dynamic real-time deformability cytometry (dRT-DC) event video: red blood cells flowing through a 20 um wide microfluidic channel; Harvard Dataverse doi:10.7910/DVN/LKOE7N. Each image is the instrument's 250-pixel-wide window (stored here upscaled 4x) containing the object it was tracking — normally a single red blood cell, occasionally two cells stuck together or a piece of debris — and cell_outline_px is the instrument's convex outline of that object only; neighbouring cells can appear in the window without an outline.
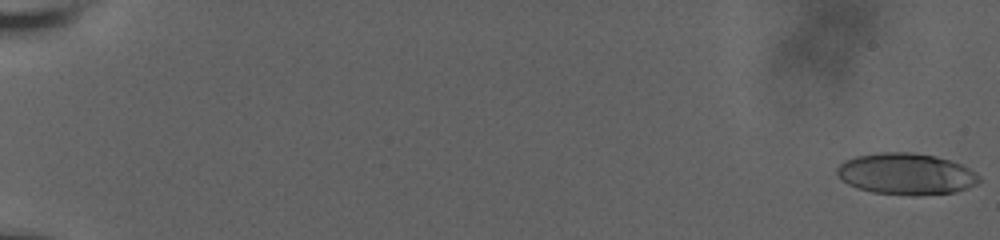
{"species": "human", "species_latin": "Homo sapiens", "temperature_condition": "room temperature", "stored_images_in_passage": 45, "camera_frame_rate_fps": 3000, "um_per_image_px": 0.085, "donor": {"sex": "male"}, "frame": {"image": 1, "passage_image": 1, "time_ms": 0.0, "image_size_px": [1000, 240], "cell_outline_px": [[980, 180], [976, 184], [968, 188], [956, 192], [916, 196], [912, 196], [872, 192], [856, 188], [840, 180], [836, 172], [836, 168], [844, 160], [856, 156], [880, 152], [912, 152], [936, 156], [960, 164], [976, 172], [980, 176]], "centroid_in_image_um": [77.0, 14.79], "position_along_channel_um": 8.0, "area_um2": 34.68}}
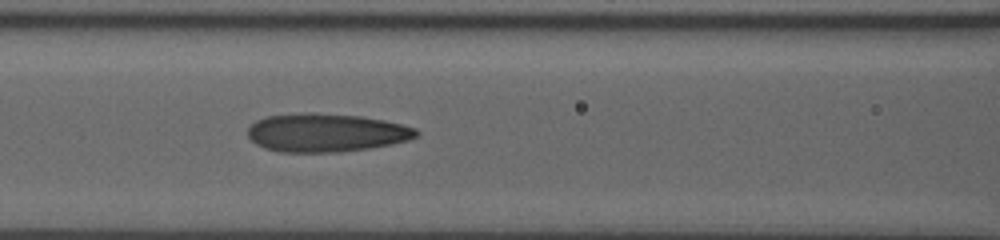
{"frame": {"image": 2, "passage_image": 39, "time_ms": 9.667, "image_size_px": [1000, 240], "cell_outline_px": [[420, 136], [408, 140], [392, 144], [368, 148], [336, 152], [280, 152], [264, 148], [256, 144], [248, 136], [248, 128], [256, 120], [268, 116], [300, 112], [316, 112], [360, 116], [384, 120], [416, 128], [420, 132]], "centroid_in_image_um": [27.73, 11.27], "position_along_channel_um": 138.9, "area_um2": 37.92}}
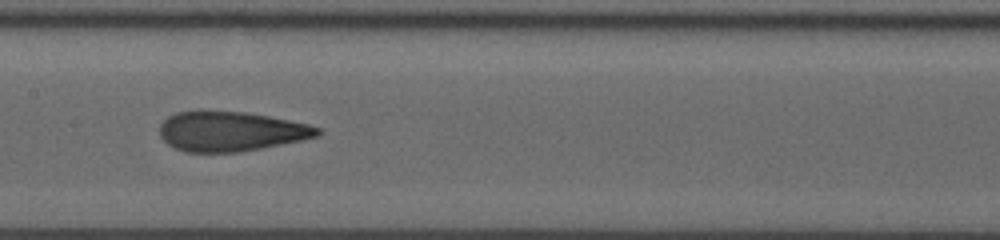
{"frame": {"image": 3, "passage_image": 44, "time_ms": 11.0, "image_size_px": [1000, 240], "cell_outline_px": [[324, 132], [320, 136], [304, 140], [240, 152], [184, 152], [168, 144], [160, 136], [160, 124], [168, 116], [176, 112], [200, 108], [244, 112], [268, 116], [308, 124], [320, 128]], "centroid_in_image_um": [19.61, 11.14], "position_along_channel_um": 187.8, "area_um2": 37.34}}